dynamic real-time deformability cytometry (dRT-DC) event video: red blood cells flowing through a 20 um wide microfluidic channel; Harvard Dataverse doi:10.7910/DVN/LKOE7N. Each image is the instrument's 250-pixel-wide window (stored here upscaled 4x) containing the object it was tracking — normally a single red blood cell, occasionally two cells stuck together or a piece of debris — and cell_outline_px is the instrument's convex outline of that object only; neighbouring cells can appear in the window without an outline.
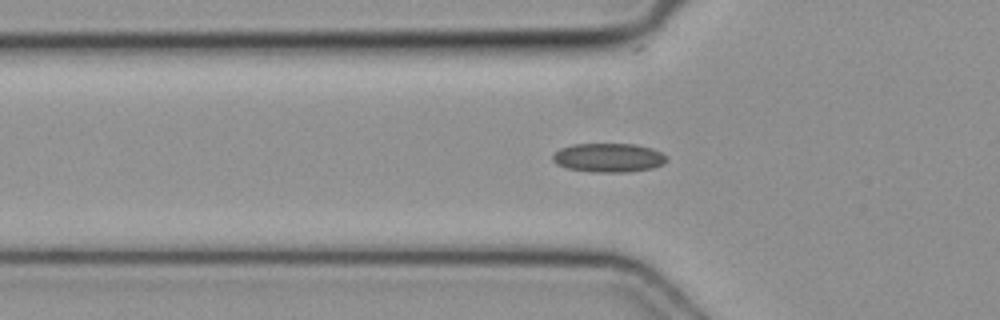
{"species": "common noctule bat (a hibernating species)", "species_latin": "Nyctalus noctula", "temperature_condition": "cold", "stored_images_in_passage": 44, "camera_frame_rate_fps": 3000, "um_per_image_px": 0.085, "animal": {"sex": "female", "body_mass_g": 19.3, "forearm_length_mm": 54.1}, "frame": {"image": 1, "passage_image": 12, "time_ms": 3.667, "image_size_px": [1000, 320], "cell_outline_px": [[668, 160], [664, 164], [652, 168], [628, 172], [592, 172], [564, 168], [556, 164], [552, 160], [552, 156], [560, 148], [572, 144], [632, 144], [652, 148], [668, 156]], "centroid_in_image_um": [51.72, 13.41], "position_along_channel_um": 74.1, "area_um2": 19.42}}
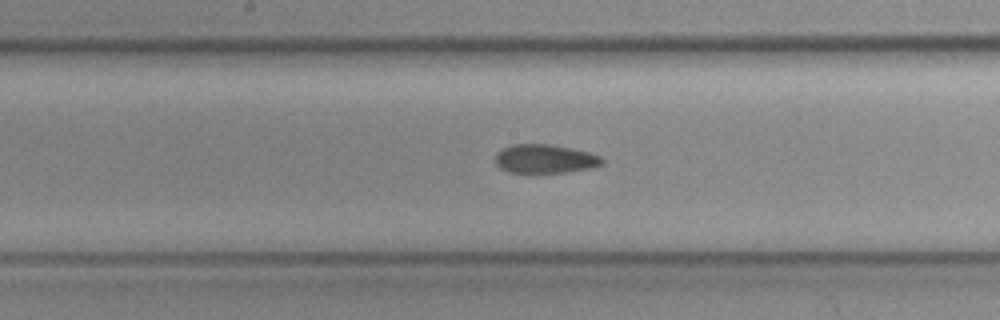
{"frame": {"image": 2, "passage_image": 21, "time_ms": 6.667, "image_size_px": [1000, 320], "cell_outline_px": [[604, 164], [592, 168], [564, 172], [532, 176], [528, 176], [508, 172], [500, 168], [496, 164], [496, 152], [512, 144], [548, 144], [588, 152], [600, 156], [604, 160]], "centroid_in_image_um": [46.28, 13.56], "position_along_channel_um": 201.9, "area_um2": 18.61}}
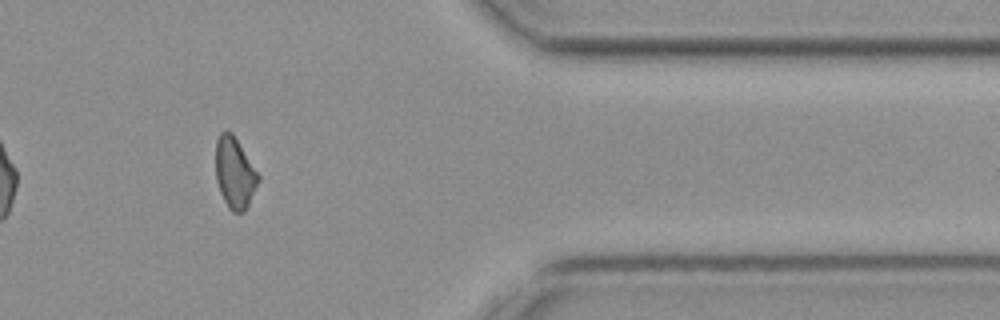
{"frame": {"image": 3, "passage_image": 36, "time_ms": 11.667, "image_size_px": [1000, 320], "cell_outline_px": [[260, 180], [244, 212], [232, 212], [228, 208], [220, 192], [216, 180], [216, 140], [220, 132], [232, 132], [260, 176]], "centroid_in_image_um": [19.94, 14.7], "position_along_channel_um": 391.5, "area_um2": 17.51}}